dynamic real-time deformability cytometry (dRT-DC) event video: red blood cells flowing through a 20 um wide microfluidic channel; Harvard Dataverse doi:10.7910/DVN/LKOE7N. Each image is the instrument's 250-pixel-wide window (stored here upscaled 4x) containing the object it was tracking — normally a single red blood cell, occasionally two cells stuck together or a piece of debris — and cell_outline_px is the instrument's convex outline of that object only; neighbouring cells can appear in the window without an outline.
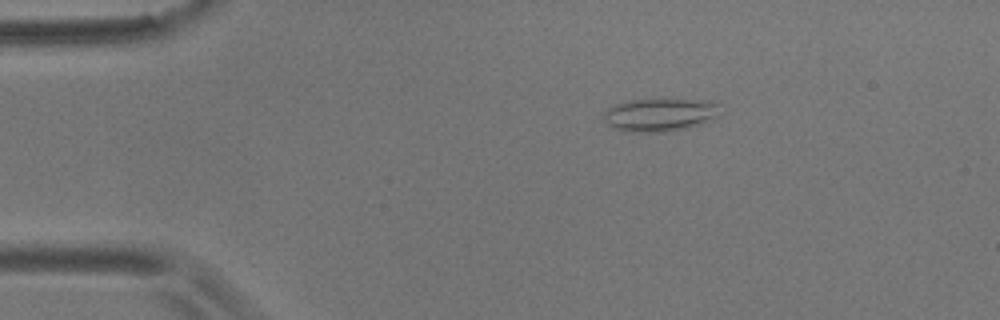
{"species": "common noctule bat (a hibernating species)", "species_latin": "Nyctalus noctula", "temperature_condition": "room temperature", "stored_images_in_passage": 49, "camera_frame_rate_fps": 3000, "um_per_image_px": 0.085, "animal": {"sex": "male", "body_mass_g": 17.9}, "frame": {"image": 1, "passage_image": 3, "time_ms": 0.667, "image_size_px": [1000, 320], "cell_outline_px": [[720, 104], [716, 116], [696, 124], [684, 128], [664, 132], [632, 132], [612, 128], [604, 120], [604, 112], [608, 108], [616, 104], [628, 100], [716, 100]], "centroid_in_image_um": [56.05, 9.75], "position_along_channel_um": 29.0, "area_um2": 22.02}}
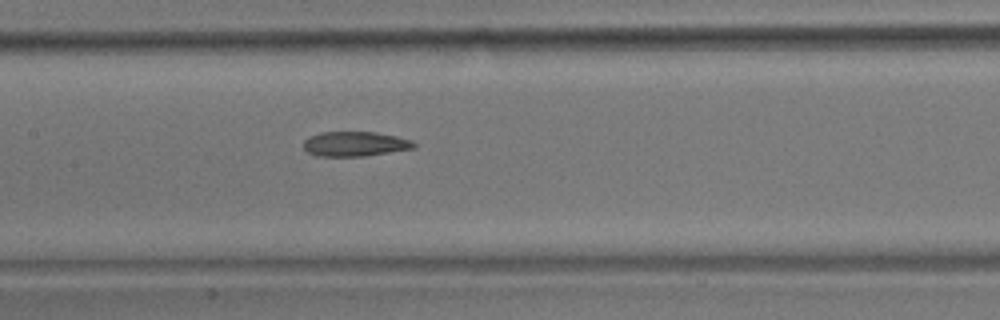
{"frame": {"image": 2, "passage_image": 20, "time_ms": 6.333, "image_size_px": [1000, 320], "cell_outline_px": [[416, 148], [364, 156], [316, 156], [308, 152], [304, 148], [304, 140], [308, 136], [320, 132], [376, 132], [396, 136], [412, 140], [416, 144]], "centroid_in_image_um": [30.17, 12.23], "position_along_channel_um": 177.2, "area_um2": 16.01}}
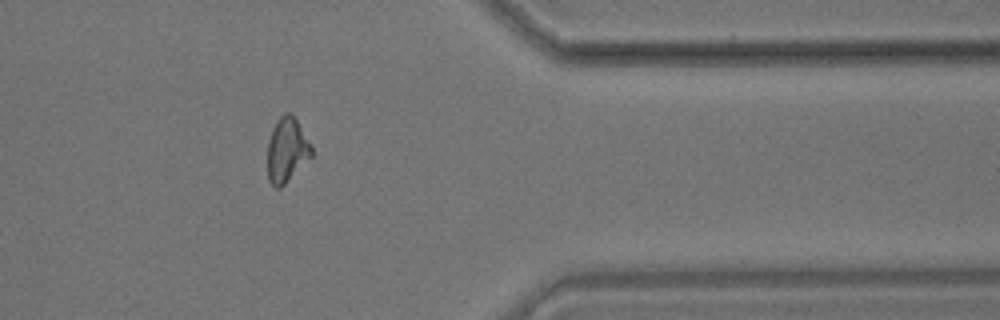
{"frame": {"image": 3, "passage_image": 39, "time_ms": 12.667, "image_size_px": [1000, 320], "cell_outline_px": [[312, 156], [280, 188], [276, 188], [268, 180], [268, 140], [272, 128], [276, 120], [284, 112], [292, 112], [312, 148]], "centroid_in_image_um": [24.36, 12.72], "position_along_channel_um": 387.0, "area_um2": 16.42}, "authors_computed_cell_mechanics": {"area_um2": 17.051, "velocity_mm_per_s": 3.5718, "shape_relaxation_time_tau1_ms": null, "shape_relaxation_time_tau2_ms": 4.2225, "deformation_change_tau1": null, "deformation_change_tau2": 0.1351}}